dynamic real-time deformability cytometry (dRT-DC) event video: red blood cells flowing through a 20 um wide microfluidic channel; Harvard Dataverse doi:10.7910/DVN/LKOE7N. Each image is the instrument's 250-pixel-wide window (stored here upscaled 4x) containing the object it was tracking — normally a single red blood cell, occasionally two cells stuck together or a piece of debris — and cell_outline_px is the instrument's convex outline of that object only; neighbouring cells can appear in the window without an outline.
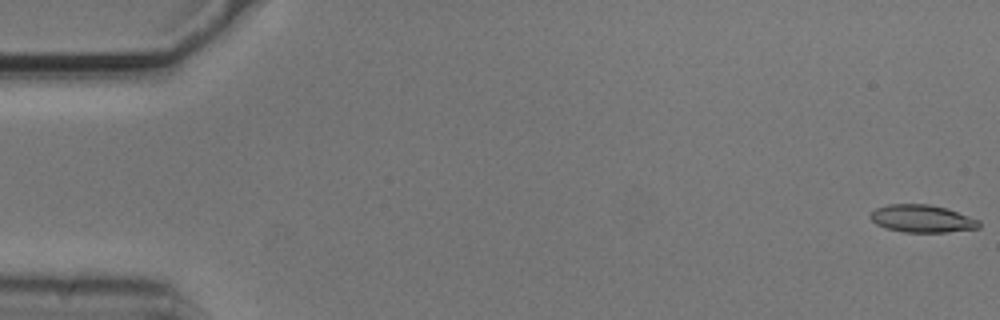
{"species": "common noctule bat (a hibernating species)", "species_latin": "Nyctalus noctula", "temperature_condition": "cold", "stored_images_in_passage": 54, "camera_frame_rate_fps": 3000, "um_per_image_px": 0.085, "animal": {"sex": "male", "body_mass_g": 20.5, "forearm_length_mm": 52.5}, "frame": {"image": 1, "passage_image": 1, "time_ms": 0.0, "image_size_px": [1000, 320], "cell_outline_px": [[980, 228], [944, 232], [904, 232], [884, 228], [876, 224], [868, 216], [876, 208], [888, 204], [928, 204], [944, 208], [980, 220]], "centroid_in_image_um": [78.34, 18.59], "position_along_channel_um": 6.7, "area_um2": 17.34}}
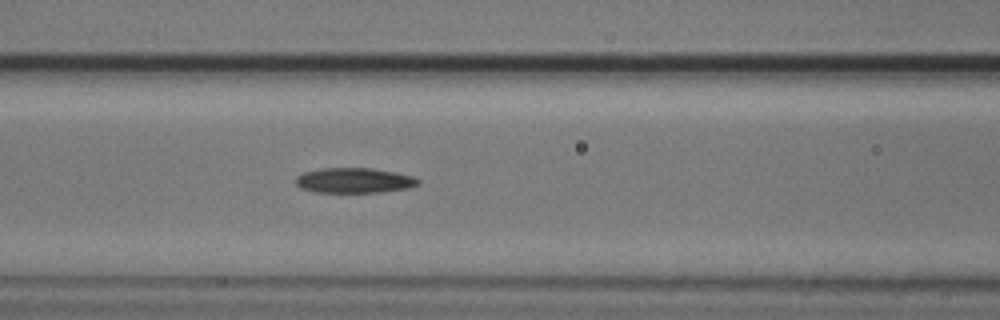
{"frame": {"image": 2, "passage_image": 23, "time_ms": 7.333, "image_size_px": [1000, 320], "cell_outline_px": [[420, 184], [408, 188], [380, 192], [316, 192], [300, 188], [296, 184], [296, 176], [304, 172], [320, 168], [372, 168], [396, 172], [416, 176], [420, 180]], "centroid_in_image_um": [30.14, 15.33], "position_along_channel_um": 136.5, "area_um2": 18.09}}
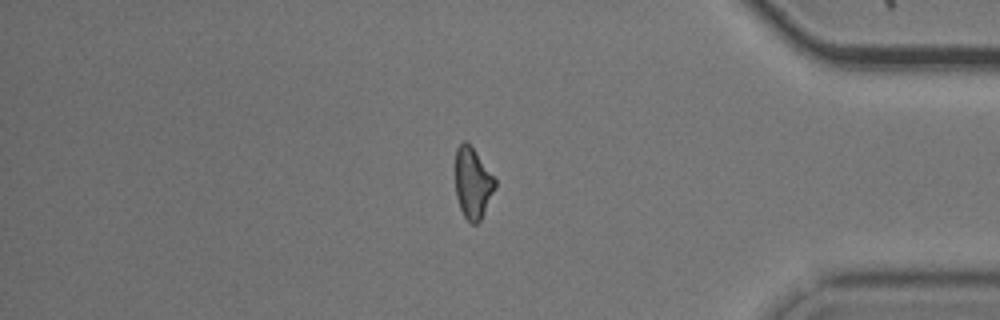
{"frame": {"image": 3, "passage_image": 46, "time_ms": 15.0, "image_size_px": [1000, 320], "cell_outline_px": [[496, 188], [480, 220], [476, 224], [472, 224], [464, 216], [460, 208], [456, 196], [456, 148], [464, 140], [476, 152], [496, 180]], "centroid_in_image_um": [40.18, 15.58], "position_along_channel_um": 395.0, "area_um2": 16.18}}